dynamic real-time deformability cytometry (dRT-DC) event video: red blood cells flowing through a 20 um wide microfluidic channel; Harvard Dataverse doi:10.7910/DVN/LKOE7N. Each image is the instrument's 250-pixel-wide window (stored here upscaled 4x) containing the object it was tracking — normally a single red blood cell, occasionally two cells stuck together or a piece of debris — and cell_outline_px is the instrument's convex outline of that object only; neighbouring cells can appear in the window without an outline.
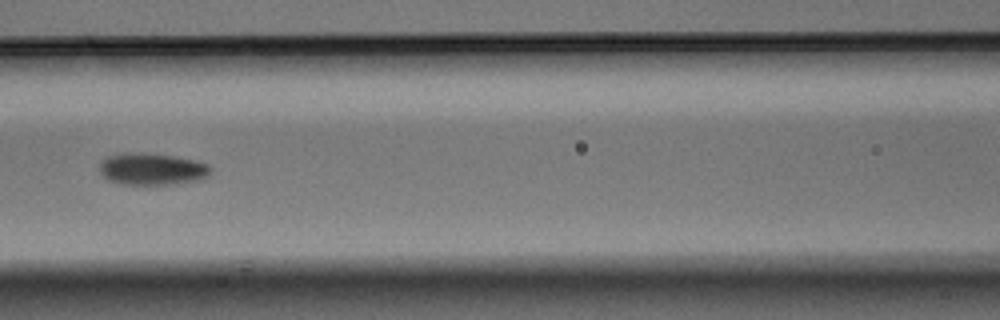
{"species": "Egyptian fruit bat (a non-hibernating species)", "species_latin": "Rousettus aegyptiacus", "temperature_condition": "warm", "stored_images_in_passage": 7, "camera_frame_rate_fps": 3000, "um_per_image_px": 0.085, "animal": {"sex": "male"}, "frame": {"image": 1, "passage_image": 6, "time_ms": 1.667, "image_size_px": [1000, 320], "cell_outline_px": [[212, 172], [208, 176], [200, 180], [168, 184], [120, 184], [108, 180], [100, 172], [100, 160], [108, 156], [124, 152], [140, 152], [172, 156], [196, 160], [208, 164], [212, 168]], "centroid_in_image_um": [12.92, 14.36], "position_along_channel_um": 153.7, "area_um2": 20.81}}